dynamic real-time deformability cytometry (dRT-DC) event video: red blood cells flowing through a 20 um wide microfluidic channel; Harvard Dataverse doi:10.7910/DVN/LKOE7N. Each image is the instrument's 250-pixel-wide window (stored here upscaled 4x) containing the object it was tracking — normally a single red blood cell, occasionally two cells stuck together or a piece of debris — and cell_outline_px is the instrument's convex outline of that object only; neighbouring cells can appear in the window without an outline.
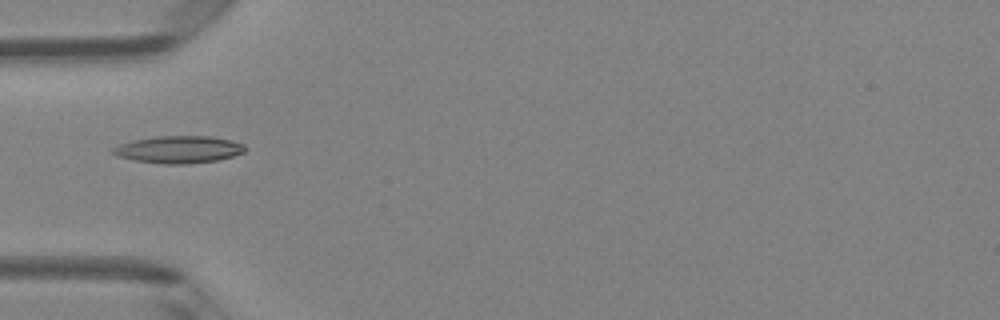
{"species": "Egyptian fruit bat (a non-hibernating species)", "species_latin": "Rousettus aegyptiacus", "temperature_condition": "room temperature", "stored_images_in_passage": 5, "camera_frame_rate_fps": 3000, "um_per_image_px": 0.085, "animal": {"sex": "female"}, "frame": {"image": 1, "passage_image": 4, "time_ms": 4.333, "image_size_px": [1000, 320], "cell_outline_px": [[248, 148], [244, 152], [232, 156], [216, 160], [188, 164], [164, 164], [136, 160], [116, 156], [112, 152], [112, 148], [120, 144], [132, 140], [156, 136], [208, 136], [232, 140], [244, 144]], "centroid_in_image_um": [15.2, 12.7], "position_along_channel_um": 69.8, "area_um2": 20.98}}
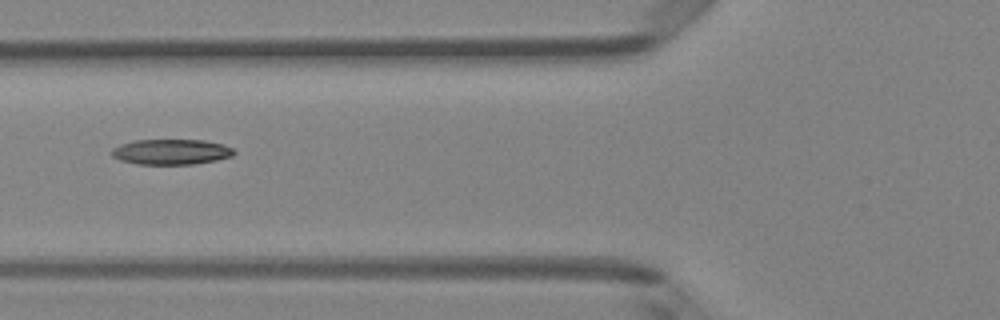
{"frame": {"image": 2, "passage_image": 5, "time_ms": 5.333, "image_size_px": [1000, 320], "cell_outline_px": [[236, 152], [232, 156], [216, 160], [196, 164], [136, 164], [120, 160], [112, 156], [112, 148], [120, 144], [136, 140], [204, 140], [224, 144], [232, 148]], "centroid_in_image_um": [14.56, 12.91], "position_along_channel_um": 111.2, "area_um2": 18.15}}